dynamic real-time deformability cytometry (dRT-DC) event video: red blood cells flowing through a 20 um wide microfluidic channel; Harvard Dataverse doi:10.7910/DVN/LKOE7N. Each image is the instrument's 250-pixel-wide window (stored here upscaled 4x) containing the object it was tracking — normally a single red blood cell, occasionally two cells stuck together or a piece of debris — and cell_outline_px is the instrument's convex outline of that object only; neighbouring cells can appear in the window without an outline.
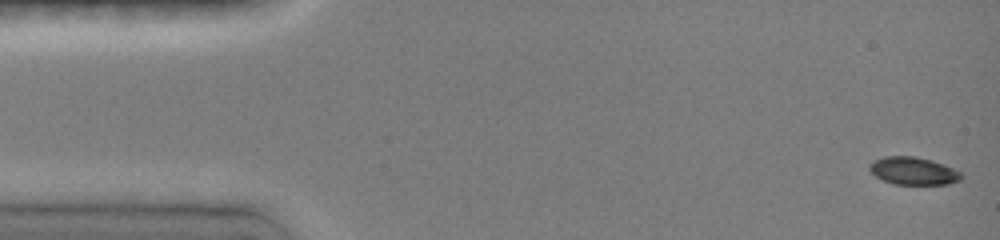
{"species": "common noctule bat (a hibernating species)", "species_latin": "Nyctalus noctula", "temperature_condition": "room temperature", "stored_images_in_passage": 49, "camera_frame_rate_fps": 3000, "um_per_image_px": 0.085, "animal": {"sex": "female", "body_mass_g": 19.0, "forearm_length_mm": 51.5}, "frame": {"image": 1, "passage_image": 1, "time_ms": 0.0, "image_size_px": [1000, 240], "cell_outline_px": [[964, 176], [960, 180], [948, 184], [892, 184], [876, 176], [868, 168], [868, 164], [872, 160], [884, 156], [916, 156], [932, 160], [944, 164], [960, 172]], "centroid_in_image_um": [77.62, 14.51], "position_along_channel_um": 7.4, "area_um2": 14.91}}
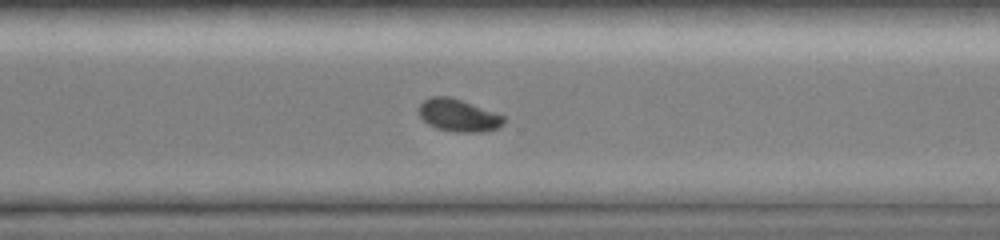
{"frame": {"image": 2, "passage_image": 34, "time_ms": 11.0, "image_size_px": [1000, 240], "cell_outline_px": [[504, 124], [496, 128], [480, 132], [456, 132], [436, 128], [428, 124], [420, 116], [420, 104], [424, 100], [432, 96], [452, 96], [504, 116]], "centroid_in_image_um": [38.96, 9.8], "position_along_channel_um": 331.6, "area_um2": 15.9}}
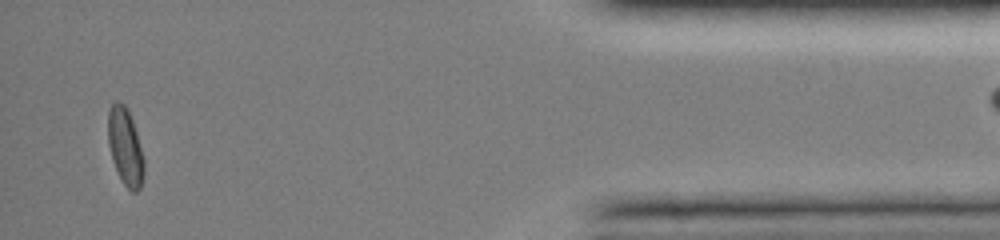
{"frame": {"image": 3, "passage_image": 46, "time_ms": 14.667, "image_size_px": [1000, 240], "cell_outline_px": [[144, 176], [140, 188], [136, 192], [132, 192], [124, 184], [112, 160], [108, 144], [108, 108], [116, 100], [124, 104], [128, 108], [136, 132], [144, 160]], "centroid_in_image_um": [10.64, 12.45], "position_along_channel_um": 424.6, "area_um2": 16.13}, "authors_computed_cell_mechanics": {"area_um2": 16.1262, "velocity_mm_per_s": 4.0587, "shape_relaxation_time_tau1_ms": 3.8238, "shape_relaxation_time_tau2_ms": null, "deformation_change_tau1": 0.142, "deformation_change_tau2": null}}